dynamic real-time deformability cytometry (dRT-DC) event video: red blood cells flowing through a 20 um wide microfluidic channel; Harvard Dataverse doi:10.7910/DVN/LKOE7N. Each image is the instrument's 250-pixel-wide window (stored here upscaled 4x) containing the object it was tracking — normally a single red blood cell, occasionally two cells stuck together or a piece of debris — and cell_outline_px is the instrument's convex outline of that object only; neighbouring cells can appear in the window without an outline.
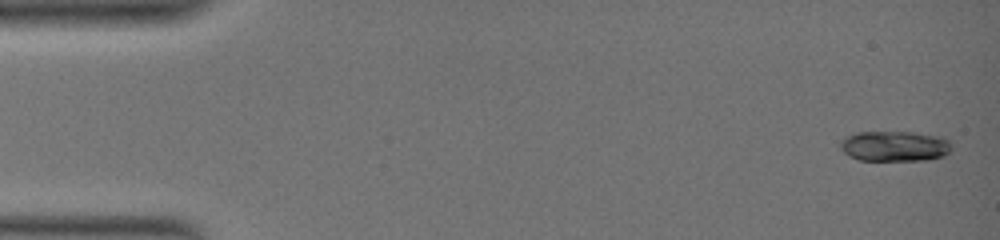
{"species": "common noctule bat (a hibernating species)", "species_latin": "Nyctalus noctula", "temperature_condition": "warm", "stored_images_in_passage": 74, "camera_frame_rate_fps": 3000, "um_per_image_px": 0.085, "animal": {"sex": "female", "body_mass_g": 19.0, "forearm_length_mm": 51.5}, "frame": {"image": 1, "passage_image": 1, "time_ms": 0.0, "image_size_px": [1000, 240], "cell_outline_px": [[952, 152], [944, 156], [924, 160], [860, 160], [848, 156], [840, 148], [840, 140], [844, 136], [856, 132], [912, 132], [944, 136], [952, 144]], "centroid_in_image_um": [76.07, 12.41], "position_along_channel_um": 8.9, "area_um2": 20.11}}
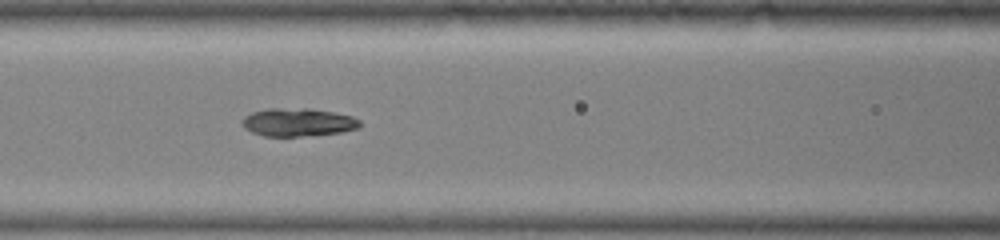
{"frame": {"image": 2, "passage_image": 19, "time_ms": 9.333, "image_size_px": [1000, 240], "cell_outline_px": [[360, 124], [356, 128], [340, 132], [300, 136], [264, 136], [252, 132], [244, 128], [240, 124], [240, 120], [244, 116], [252, 112], [268, 108], [308, 108], [332, 112], [352, 116], [360, 120]], "centroid_in_image_um": [25.25, 10.38], "position_along_channel_um": 141.4, "area_um2": 19.25}}
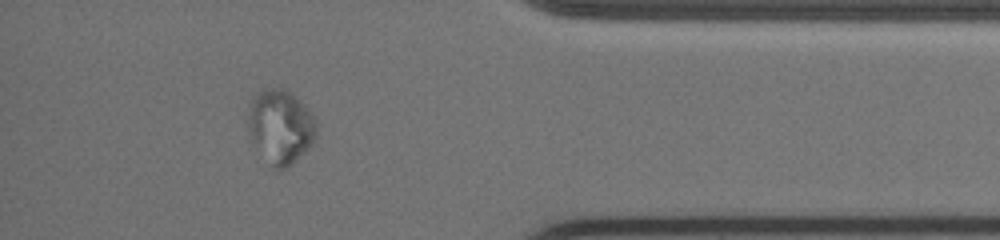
{"frame": {"image": 3, "passage_image": 63, "time_ms": 19.0, "image_size_px": [1000, 240], "cell_outline_px": [[316, 140], [304, 152], [284, 168], [272, 168], [252, 144], [248, 132], [248, 104], [264, 88], [284, 88], [300, 100], [312, 112], [316, 120]], "centroid_in_image_um": [23.82, 10.75], "position_along_channel_um": 411.4, "area_um2": 29.65}}